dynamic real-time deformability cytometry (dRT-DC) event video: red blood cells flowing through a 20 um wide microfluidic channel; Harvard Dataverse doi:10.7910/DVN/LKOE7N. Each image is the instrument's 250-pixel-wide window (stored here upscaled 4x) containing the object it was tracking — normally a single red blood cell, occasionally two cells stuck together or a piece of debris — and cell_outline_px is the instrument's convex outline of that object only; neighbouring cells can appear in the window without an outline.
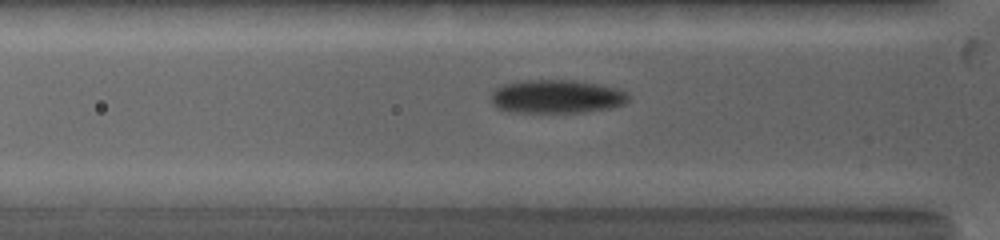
{"species": "common noctule bat (a hibernating species)", "species_latin": "Nyctalus noctula", "temperature_condition": "warm", "stored_images_in_passage": 28, "camera_frame_rate_fps": 5000, "um_per_image_px": 0.085, "animal": {"sex": "female", "body_mass_g": 19.0, "forearm_length_mm": 53.3}, "frame": {"image": 1, "passage_image": 2, "time_ms": 0.2, "image_size_px": [1000, 240], "cell_outline_px": [[628, 100], [624, 104], [612, 108], [584, 112], [508, 112], [496, 108], [492, 104], [488, 96], [500, 84], [520, 80], [576, 80], [600, 84], [616, 88], [628, 92]], "centroid_in_image_um": [47.26, 8.2], "position_along_channel_um": 78.5, "area_um2": 27.4}}
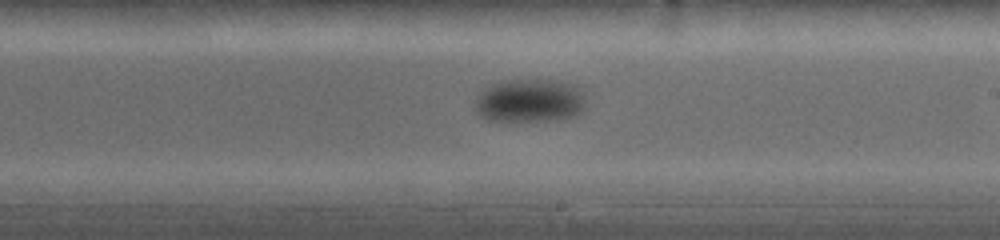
{"frame": {"image": 2, "passage_image": 15, "time_ms": 3.2, "image_size_px": [1000, 240], "cell_outline_px": [[584, 104], [580, 112], [576, 116], [552, 120], [484, 120], [476, 112], [476, 96], [480, 92], [492, 84], [508, 80], [556, 80], [576, 84], [584, 92]], "centroid_in_image_um": [45.04, 8.55], "position_along_channel_um": 244.0, "area_um2": 28.03}}
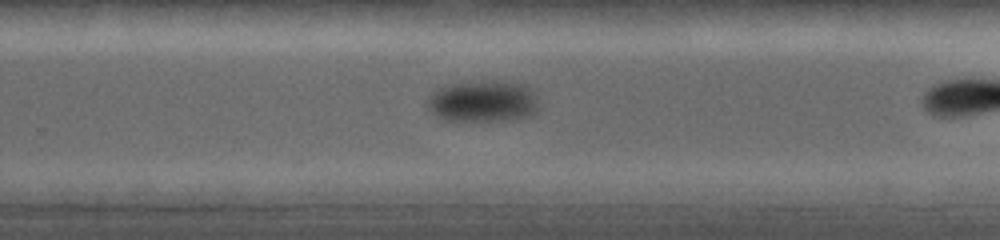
{"frame": {"image": 3, "passage_image": 21, "time_ms": 4.4, "image_size_px": [1000, 240], "cell_outline_px": [[540, 108], [532, 116], [512, 120], [444, 120], [436, 116], [428, 108], [428, 100], [432, 92], [440, 88], [452, 84], [496, 80], [524, 84], [532, 92]], "centroid_in_image_um": [41.09, 8.62], "position_along_channel_um": 288.7, "area_um2": 26.82}}